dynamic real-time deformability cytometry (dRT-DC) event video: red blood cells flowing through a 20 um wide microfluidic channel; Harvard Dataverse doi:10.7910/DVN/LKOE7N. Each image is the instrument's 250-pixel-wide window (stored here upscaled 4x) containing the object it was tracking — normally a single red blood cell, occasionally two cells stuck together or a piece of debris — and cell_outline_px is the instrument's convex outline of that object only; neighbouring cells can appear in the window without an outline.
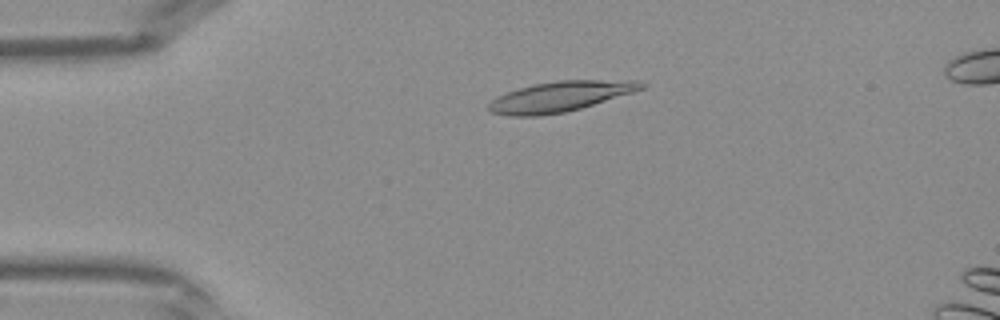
{"species": "Egyptian fruit bat (a non-hibernating species)", "species_latin": "Rousettus aegyptiacus", "temperature_condition": "warm", "stored_images_in_passage": 41, "camera_frame_rate_fps": 3000, "um_per_image_px": 0.085, "frame": {"image": 1, "passage_image": 9, "time_ms": 2.667, "image_size_px": [1000, 320], "cell_outline_px": [[648, 84], [644, 88], [632, 92], [580, 108], [564, 112], [540, 116], [508, 116], [488, 112], [488, 104], [496, 96], [520, 88], [536, 84], [556, 80], [640, 80]], "centroid_in_image_um": [47.6, 8.2], "position_along_channel_um": 37.4, "area_um2": 26.82}}
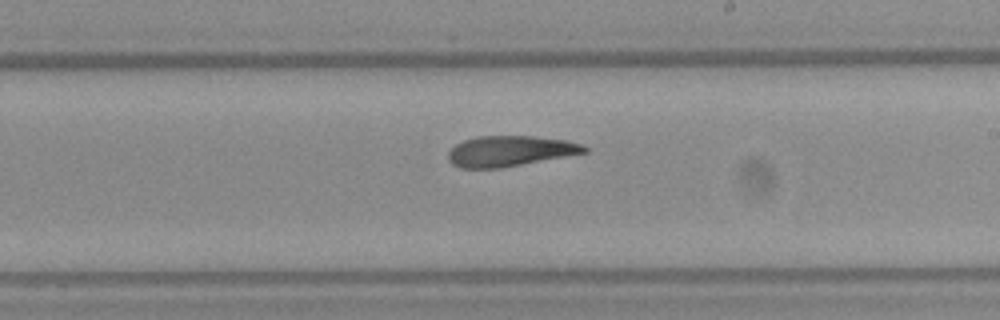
{"frame": {"image": 2, "passage_image": 24, "time_ms": 7.667, "image_size_px": [1000, 320], "cell_outline_px": [[588, 152], [500, 168], [460, 168], [452, 164], [448, 160], [448, 152], [456, 144], [464, 140], [476, 136], [532, 136], [564, 140], [580, 144], [588, 148]], "centroid_in_image_um": [43.3, 12.84], "position_along_channel_um": 245.7, "area_um2": 24.04}}
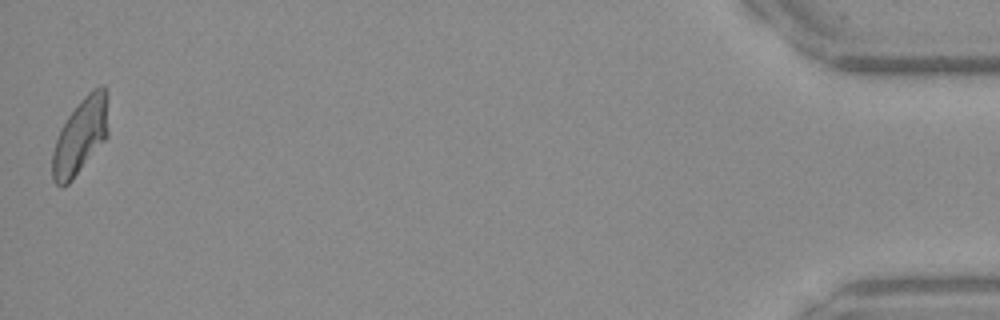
{"frame": {"image": 3, "passage_image": 41, "time_ms": 13.333, "image_size_px": [1000, 320], "cell_outline_px": [[108, 136], [72, 180], [64, 188], [60, 188], [52, 180], [52, 152], [60, 128], [68, 116], [80, 100], [88, 92], [100, 84], [104, 84], [108, 96]], "centroid_in_image_um": [6.84, 11.55], "position_along_channel_um": 428.4, "area_um2": 25.09}}